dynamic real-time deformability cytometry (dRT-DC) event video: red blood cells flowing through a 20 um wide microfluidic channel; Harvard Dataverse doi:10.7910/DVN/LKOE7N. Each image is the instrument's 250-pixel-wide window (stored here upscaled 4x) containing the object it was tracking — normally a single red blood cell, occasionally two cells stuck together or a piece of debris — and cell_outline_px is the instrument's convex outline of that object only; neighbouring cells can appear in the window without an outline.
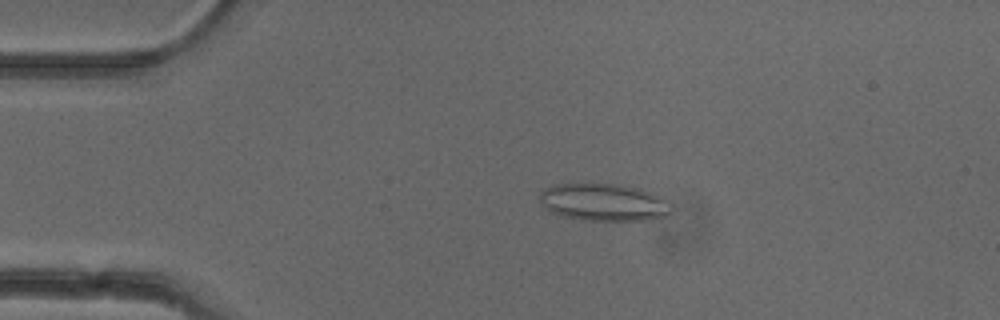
{"species": "common noctule bat (a hibernating species)", "species_latin": "Nyctalus noctula", "temperature_condition": "cold", "stored_images_in_passage": 51, "camera_frame_rate_fps": 3000, "um_per_image_px": 0.085, "animal": {"sex": "female"}, "frame": {"image": 1, "passage_image": 9, "time_ms": 2.667, "image_size_px": [1000, 320], "cell_outline_px": [[672, 212], [668, 216], [644, 220], [580, 220], [560, 216], [552, 212], [540, 200], [540, 192], [544, 188], [552, 184], [612, 184], [640, 188], [668, 200], [672, 204]], "centroid_in_image_um": [51.35, 17.2], "position_along_channel_um": 33.7, "area_um2": 28.73}}
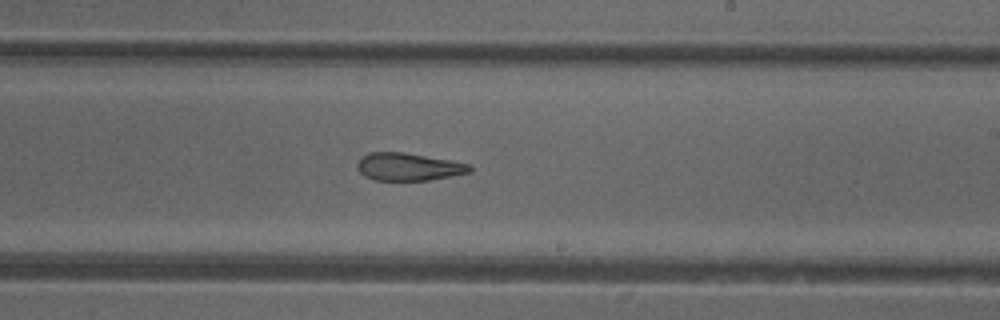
{"frame": {"image": 2, "passage_image": 29, "time_ms": 9.333, "image_size_px": [1000, 320], "cell_outline_px": [[472, 172], [428, 180], [372, 180], [364, 176], [356, 168], [356, 164], [368, 152], [404, 152], [448, 160], [468, 164], [472, 168]], "centroid_in_image_um": [34.68, 14.18], "position_along_channel_um": 254.3, "area_um2": 17.98}}
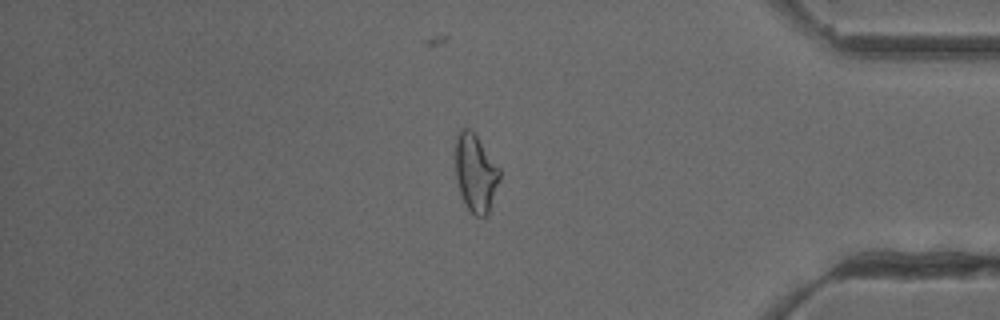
{"frame": {"image": 3, "passage_image": 42, "time_ms": 13.667, "image_size_px": [1000, 320], "cell_outline_px": [[500, 180], [488, 212], [484, 216], [476, 216], [468, 212], [464, 204], [456, 180], [456, 132], [460, 128], [468, 128], [476, 136], [500, 168]], "centroid_in_image_um": [40.41, 14.72], "position_along_channel_um": 394.8, "area_um2": 20.0}, "authors_computed_cell_mechanics": {"area_um2": 20.808, "velocity_mm_per_s": 3.9449, "shape_relaxation_time_tau1_ms": null, "shape_relaxation_time_tau2_ms": 3.8934, "deformation_change_tau1": null, "deformation_change_tau2": 0.1266}}